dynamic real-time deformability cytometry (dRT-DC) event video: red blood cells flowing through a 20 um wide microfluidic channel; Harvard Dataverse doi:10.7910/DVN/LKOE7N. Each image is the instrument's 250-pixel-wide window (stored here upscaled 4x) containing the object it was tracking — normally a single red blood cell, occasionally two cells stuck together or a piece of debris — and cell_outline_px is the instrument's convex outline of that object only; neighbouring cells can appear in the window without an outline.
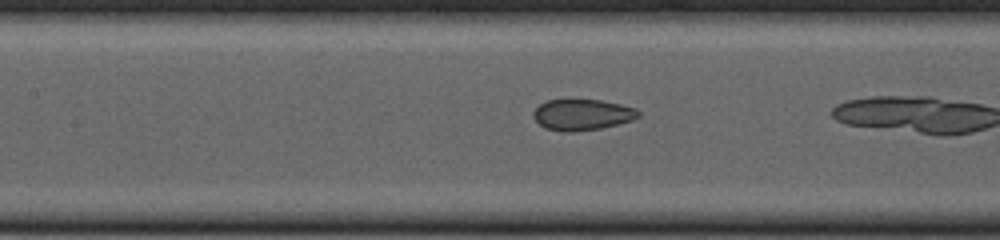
{"species": "common noctule bat (a hibernating species)", "species_latin": "Nyctalus noctula", "temperature_condition": "cold", "stored_images_in_passage": 11, "camera_frame_rate_fps": 3000, "um_per_image_px": 0.085, "animal": {"sex": "female", "body_mass_g": 23.0, "forearm_length_mm": 53.4}, "frame": {"image": 1, "passage_image": 10, "time_ms": 3.0, "image_size_px": [1000, 240], "cell_outline_px": [[640, 116], [632, 120], [600, 128], [572, 132], [568, 132], [544, 128], [532, 116], [532, 112], [540, 104], [548, 100], [600, 100], [620, 104], [636, 108], [640, 112]], "centroid_in_image_um": [49.48, 9.75], "position_along_channel_um": 157.9, "area_um2": 18.84}}